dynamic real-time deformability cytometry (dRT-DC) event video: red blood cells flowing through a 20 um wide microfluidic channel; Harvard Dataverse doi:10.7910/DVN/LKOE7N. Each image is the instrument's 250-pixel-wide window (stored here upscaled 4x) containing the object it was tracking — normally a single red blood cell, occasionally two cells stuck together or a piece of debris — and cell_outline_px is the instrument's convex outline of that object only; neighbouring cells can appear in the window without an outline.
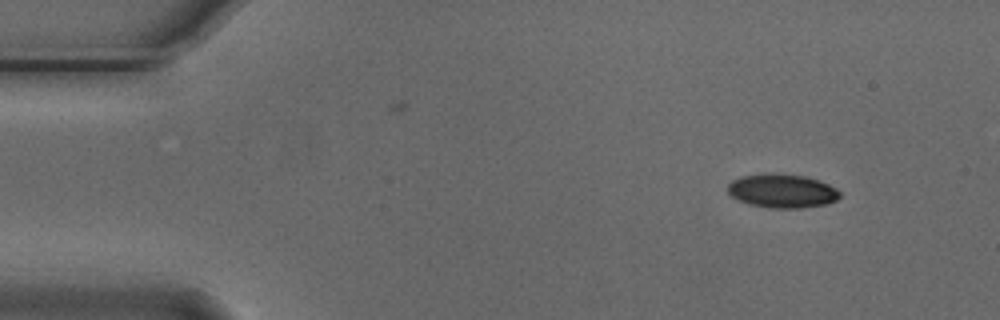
{"species": "Egyptian fruit bat (a non-hibernating species)", "species_latin": "Rousettus aegyptiacus", "temperature_condition": "cold", "stored_images_in_passage": 4, "camera_frame_rate_fps": 3000, "um_per_image_px": 0.085, "animal": {"sex": "male"}, "frame": {"image": 1, "passage_image": 1, "time_ms": 0.0, "image_size_px": [1000, 320], "cell_outline_px": [[840, 196], [836, 200], [824, 204], [800, 208], [772, 208], [748, 204], [732, 196], [728, 192], [728, 184], [732, 180], [740, 176], [768, 172], [776, 172], [804, 176], [820, 180], [836, 188], [840, 192]], "centroid_in_image_um": [66.47, 16.2], "position_along_channel_um": 18.5, "area_um2": 22.25}}
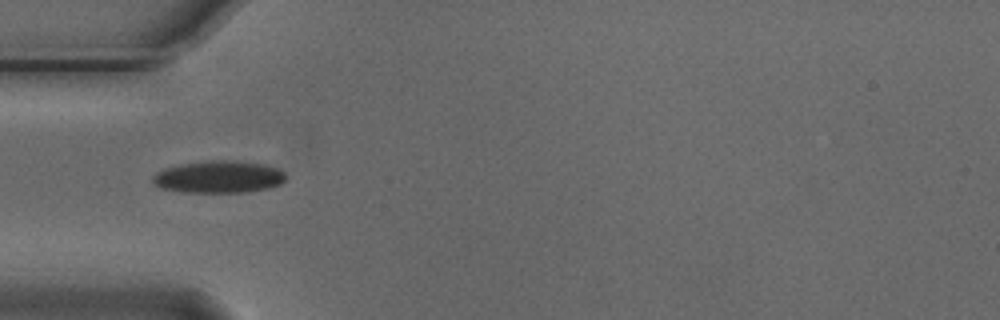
{"frame": {"image": 2, "passage_image": 4, "time_ms": 1.0, "image_size_px": [1000, 320], "cell_outline_px": [[288, 176], [280, 184], [268, 188], [248, 192], [180, 192], [160, 188], [152, 184], [152, 176], [156, 172], [164, 168], [180, 164], [208, 160], [236, 160], [264, 164], [276, 168], [284, 172]], "centroid_in_image_um": [18.56, 15.03], "position_along_channel_um": 66.4, "area_um2": 25.32}}